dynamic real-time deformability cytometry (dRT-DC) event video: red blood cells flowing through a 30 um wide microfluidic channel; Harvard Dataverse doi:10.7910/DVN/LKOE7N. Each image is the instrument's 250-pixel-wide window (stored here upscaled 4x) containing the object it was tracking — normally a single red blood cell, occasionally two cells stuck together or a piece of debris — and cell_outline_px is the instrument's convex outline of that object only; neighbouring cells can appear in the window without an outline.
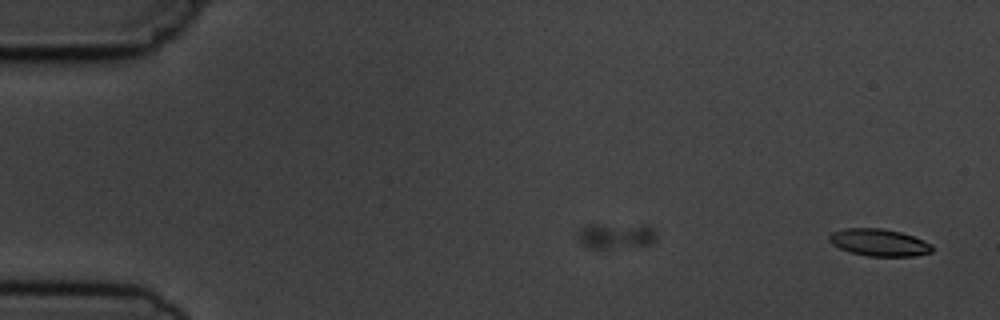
{"species": "common noctule bat (a hibernating species)", "species_latin": "Nyctalus noctula", "temperature_condition": "cold", "stored_images_in_passage": 6, "segment_of_instrument_passage": [2, 2], "camera_frame_rate_fps": 3000, "um_per_image_px": 0.085, "animal": {"sex": "male", "body_mass_g": 19.5, "forearm_length_mm": 54.6}, "frame": {"image": 1, "passage_image": 6, "time_ms": 5.667, "image_size_px": [1000, 320], "cell_outline_px": [[932, 252], [916, 256], [868, 256], [852, 252], [840, 248], [832, 244], [828, 240], [828, 236], [832, 232], [844, 228], [880, 228], [900, 232], [912, 236], [932, 244]], "centroid_in_image_um": [74.71, 20.61], "position_along_channel_um": 10.3, "area_um2": 16.18}}